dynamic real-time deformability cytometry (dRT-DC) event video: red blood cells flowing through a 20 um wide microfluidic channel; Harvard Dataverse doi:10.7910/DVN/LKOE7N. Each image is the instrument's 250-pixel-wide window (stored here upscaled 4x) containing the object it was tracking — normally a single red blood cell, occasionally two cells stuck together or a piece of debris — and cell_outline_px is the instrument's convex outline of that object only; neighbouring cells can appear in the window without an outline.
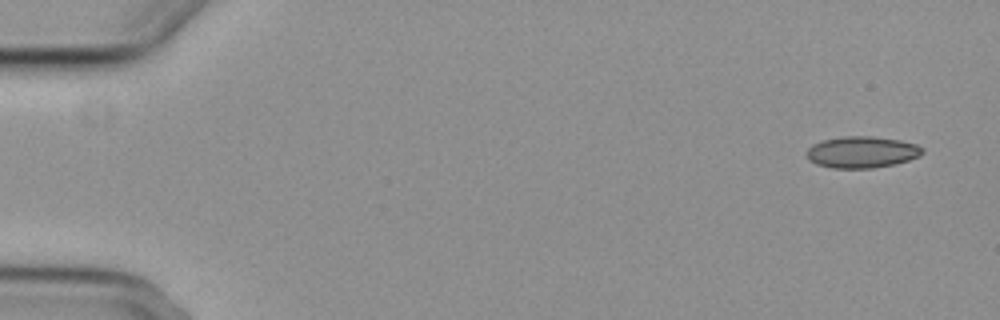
{"species": "common noctule bat (a hibernating species)", "species_latin": "Nyctalus noctula", "temperature_condition": "cold", "stored_images_in_passage": 5, "segment_of_instrument_passage": [1, 2], "camera_frame_rate_fps": 3000, "um_per_image_px": 0.085, "animal": {"sex": "female", "body_mass_g": 29.2, "forearm_length_mm": 56.3}, "frame": {"image": 1, "passage_image": 1, "time_ms": 0.0, "image_size_px": [1000, 320], "cell_outline_px": [[924, 152], [920, 156], [896, 164], [872, 168], [832, 168], [816, 164], [808, 160], [808, 148], [812, 144], [824, 140], [844, 136], [872, 136], [900, 140], [916, 144], [924, 148]], "centroid_in_image_um": [73.29, 12.93], "position_along_channel_um": 11.7, "area_um2": 21.33}}
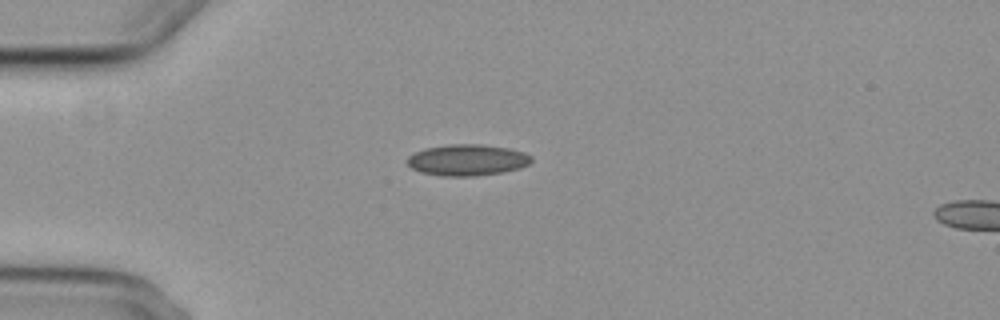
{"frame": {"image": 2, "passage_image": 4, "time_ms": 4.0, "image_size_px": [1000, 320], "cell_outline_px": [[532, 160], [528, 164], [520, 168], [500, 172], [476, 176], [444, 176], [420, 172], [412, 168], [408, 164], [408, 156], [424, 148], [448, 144], [480, 144], [508, 148], [524, 152], [532, 156]], "centroid_in_image_um": [39.72, 13.59], "position_along_channel_um": 45.3, "area_um2": 22.54}}